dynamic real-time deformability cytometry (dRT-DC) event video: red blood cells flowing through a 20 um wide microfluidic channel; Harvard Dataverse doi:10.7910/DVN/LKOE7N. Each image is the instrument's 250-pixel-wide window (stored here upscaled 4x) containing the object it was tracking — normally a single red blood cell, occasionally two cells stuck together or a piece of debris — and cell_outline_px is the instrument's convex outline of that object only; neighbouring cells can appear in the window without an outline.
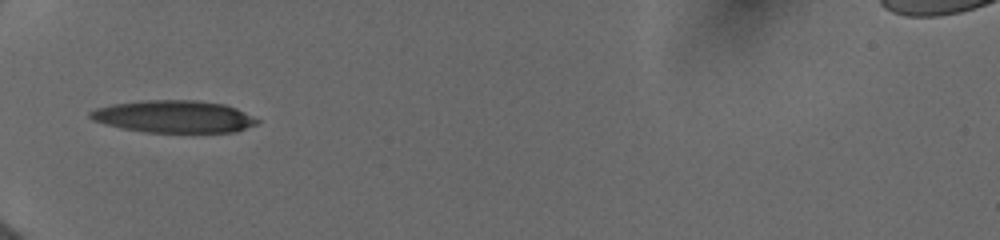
{"species": "human", "species_latin": "Homo sapiens", "temperature_condition": "cold", "stored_images_in_passage": 12, "camera_frame_rate_fps": 3000, "um_per_image_px": 0.085, "donor": {"sex": "female"}, "frame": {"image": 1, "passage_image": 1, "time_ms": 0.0, "image_size_px": [1000, 240], "cell_outline_px": [[260, 120], [256, 124], [236, 132], [144, 132], [104, 124], [92, 120], [88, 116], [88, 112], [96, 108], [112, 104], [148, 100], [192, 100], [224, 104], [236, 108]], "centroid_in_image_um": [14.76, 9.91], "position_along_channel_um": 70.2, "area_um2": 31.27}}
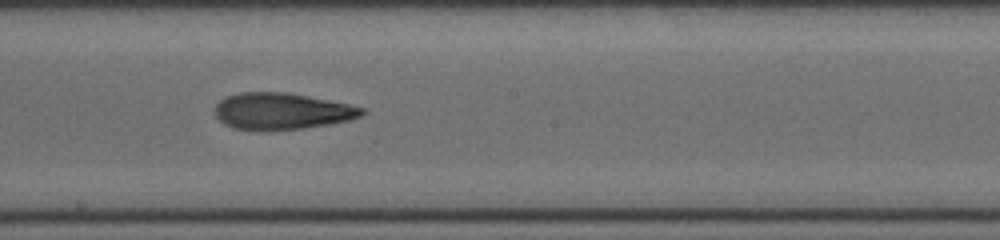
{"frame": {"image": 2, "passage_image": 5, "time_ms": 4.0, "image_size_px": [1000, 240], "cell_outline_px": [[368, 112], [360, 116], [348, 120], [328, 124], [304, 128], [264, 132], [232, 128], [224, 124], [216, 116], [216, 104], [220, 100], [228, 96], [240, 92], [284, 92], [328, 100], [348, 104], [364, 108]], "centroid_in_image_um": [23.93, 9.47], "position_along_channel_um": 224.3, "area_um2": 31.44}}
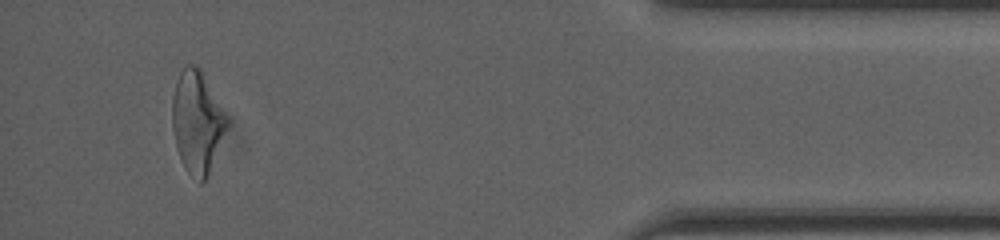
{"frame": {"image": 3, "passage_image": 11, "time_ms": 10.0, "image_size_px": [1000, 240], "cell_outline_px": [[228, 124], [208, 176], [200, 184], [184, 168], [180, 160], [176, 148], [172, 128], [172, 96], [176, 80], [180, 72], [188, 64], [196, 64], [200, 68], [228, 116]], "centroid_in_image_um": [16.74, 10.37], "position_along_channel_um": 418.5, "area_um2": 32.71}, "authors_computed_cell_mechanics": {"area_um2": 31.6166, "velocity_mm_per_s": 3.9895, "shape_relaxation_time_tau1_ms": 4.6114, "shape_relaxation_time_tau2_ms": 3.1381, "deformation_change_tau1": 0.1855, "deformation_change_tau2": 0.1304}}